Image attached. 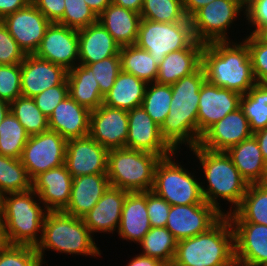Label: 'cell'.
Masks as SVG:
<instances>
[{"label":"cell","instance_id":"1","mask_svg":"<svg viewBox=\"0 0 267 266\" xmlns=\"http://www.w3.org/2000/svg\"><path fill=\"white\" fill-rule=\"evenodd\" d=\"M205 80L203 68L200 66L194 73L171 84L172 101L168 116L160 126V134L174 151H180L182 144H187L190 149L199 143V90Z\"/></svg>","mask_w":267,"mask_h":266},{"label":"cell","instance_id":"2","mask_svg":"<svg viewBox=\"0 0 267 266\" xmlns=\"http://www.w3.org/2000/svg\"><path fill=\"white\" fill-rule=\"evenodd\" d=\"M201 66L205 79L220 88L246 94L255 84L247 43L215 41L204 44Z\"/></svg>","mask_w":267,"mask_h":266},{"label":"cell","instance_id":"3","mask_svg":"<svg viewBox=\"0 0 267 266\" xmlns=\"http://www.w3.org/2000/svg\"><path fill=\"white\" fill-rule=\"evenodd\" d=\"M189 150L199 160L204 180L208 183L206 188L201 182L204 201L223 215L232 213L240 205L249 184L243 179L231 157L225 151H211L199 145ZM220 199L231 203L227 213L221 208L220 201L218 202Z\"/></svg>","mask_w":267,"mask_h":266},{"label":"cell","instance_id":"4","mask_svg":"<svg viewBox=\"0 0 267 266\" xmlns=\"http://www.w3.org/2000/svg\"><path fill=\"white\" fill-rule=\"evenodd\" d=\"M171 266H236L234 231L227 215L208 231L177 241Z\"/></svg>","mask_w":267,"mask_h":266},{"label":"cell","instance_id":"5","mask_svg":"<svg viewBox=\"0 0 267 266\" xmlns=\"http://www.w3.org/2000/svg\"><path fill=\"white\" fill-rule=\"evenodd\" d=\"M38 198L33 189L0 197V210L9 245L36 247L41 242L48 210Z\"/></svg>","mask_w":267,"mask_h":266},{"label":"cell","instance_id":"6","mask_svg":"<svg viewBox=\"0 0 267 266\" xmlns=\"http://www.w3.org/2000/svg\"><path fill=\"white\" fill-rule=\"evenodd\" d=\"M95 239L83 222L78 218L63 211H48L44 223L41 242L36 246L42 264L45 250L66 253L97 256L101 255V250L94 242Z\"/></svg>","mask_w":267,"mask_h":266},{"label":"cell","instance_id":"7","mask_svg":"<svg viewBox=\"0 0 267 266\" xmlns=\"http://www.w3.org/2000/svg\"><path fill=\"white\" fill-rule=\"evenodd\" d=\"M161 157L127 148L109 149L107 177L110 186L129 193L151 191L155 169Z\"/></svg>","mask_w":267,"mask_h":266},{"label":"cell","instance_id":"8","mask_svg":"<svg viewBox=\"0 0 267 266\" xmlns=\"http://www.w3.org/2000/svg\"><path fill=\"white\" fill-rule=\"evenodd\" d=\"M175 151L161 158L155 169L154 185L151 191L165 199L171 206L204 203L201 183L184 165L175 162ZM174 156V157H173Z\"/></svg>","mask_w":267,"mask_h":266},{"label":"cell","instance_id":"9","mask_svg":"<svg viewBox=\"0 0 267 266\" xmlns=\"http://www.w3.org/2000/svg\"><path fill=\"white\" fill-rule=\"evenodd\" d=\"M195 41L191 22L161 23L141 19L136 45L159 65L171 52L188 48Z\"/></svg>","mask_w":267,"mask_h":266},{"label":"cell","instance_id":"10","mask_svg":"<svg viewBox=\"0 0 267 266\" xmlns=\"http://www.w3.org/2000/svg\"><path fill=\"white\" fill-rule=\"evenodd\" d=\"M244 9L241 0H214L200 8L189 18L195 40L203 44L230 41L227 30Z\"/></svg>","mask_w":267,"mask_h":266},{"label":"cell","instance_id":"11","mask_svg":"<svg viewBox=\"0 0 267 266\" xmlns=\"http://www.w3.org/2000/svg\"><path fill=\"white\" fill-rule=\"evenodd\" d=\"M67 140L56 131L47 130L29 136L20 158L33 180L40 173L65 163Z\"/></svg>","mask_w":267,"mask_h":266},{"label":"cell","instance_id":"12","mask_svg":"<svg viewBox=\"0 0 267 266\" xmlns=\"http://www.w3.org/2000/svg\"><path fill=\"white\" fill-rule=\"evenodd\" d=\"M224 215L206 201L201 204L173 205L166 228L177 241L208 231Z\"/></svg>","mask_w":267,"mask_h":266},{"label":"cell","instance_id":"13","mask_svg":"<svg viewBox=\"0 0 267 266\" xmlns=\"http://www.w3.org/2000/svg\"><path fill=\"white\" fill-rule=\"evenodd\" d=\"M35 55L63 66L67 71L74 68L79 61L78 30L51 23Z\"/></svg>","mask_w":267,"mask_h":266},{"label":"cell","instance_id":"14","mask_svg":"<svg viewBox=\"0 0 267 266\" xmlns=\"http://www.w3.org/2000/svg\"><path fill=\"white\" fill-rule=\"evenodd\" d=\"M108 149L90 135L67 140L65 166L73 178L107 174Z\"/></svg>","mask_w":267,"mask_h":266},{"label":"cell","instance_id":"15","mask_svg":"<svg viewBox=\"0 0 267 266\" xmlns=\"http://www.w3.org/2000/svg\"><path fill=\"white\" fill-rule=\"evenodd\" d=\"M2 22L26 55L38 50L51 22L32 4L5 16Z\"/></svg>","mask_w":267,"mask_h":266},{"label":"cell","instance_id":"16","mask_svg":"<svg viewBox=\"0 0 267 266\" xmlns=\"http://www.w3.org/2000/svg\"><path fill=\"white\" fill-rule=\"evenodd\" d=\"M126 148L153 153L165 158L175 151L161 137L160 126L142 106L128 111V137Z\"/></svg>","mask_w":267,"mask_h":266},{"label":"cell","instance_id":"17","mask_svg":"<svg viewBox=\"0 0 267 266\" xmlns=\"http://www.w3.org/2000/svg\"><path fill=\"white\" fill-rule=\"evenodd\" d=\"M89 135L108 150L126 148L128 111L102 104L90 113Z\"/></svg>","mask_w":267,"mask_h":266},{"label":"cell","instance_id":"18","mask_svg":"<svg viewBox=\"0 0 267 266\" xmlns=\"http://www.w3.org/2000/svg\"><path fill=\"white\" fill-rule=\"evenodd\" d=\"M241 94L220 88L205 80L199 90L198 133L202 135L209 127L240 107Z\"/></svg>","mask_w":267,"mask_h":266},{"label":"cell","instance_id":"19","mask_svg":"<svg viewBox=\"0 0 267 266\" xmlns=\"http://www.w3.org/2000/svg\"><path fill=\"white\" fill-rule=\"evenodd\" d=\"M236 266H267V225L231 222Z\"/></svg>","mask_w":267,"mask_h":266},{"label":"cell","instance_id":"20","mask_svg":"<svg viewBox=\"0 0 267 266\" xmlns=\"http://www.w3.org/2000/svg\"><path fill=\"white\" fill-rule=\"evenodd\" d=\"M253 136L249 121L239 107L220 121L209 127L202 135L198 145L211 151H227Z\"/></svg>","mask_w":267,"mask_h":266},{"label":"cell","instance_id":"21","mask_svg":"<svg viewBox=\"0 0 267 266\" xmlns=\"http://www.w3.org/2000/svg\"><path fill=\"white\" fill-rule=\"evenodd\" d=\"M67 70L58 64L26 55L21 63L22 96L33 98L48 88L61 85L67 79Z\"/></svg>","mask_w":267,"mask_h":266},{"label":"cell","instance_id":"22","mask_svg":"<svg viewBox=\"0 0 267 266\" xmlns=\"http://www.w3.org/2000/svg\"><path fill=\"white\" fill-rule=\"evenodd\" d=\"M73 177L65 164L40 173L32 180V189L48 211H63L71 197Z\"/></svg>","mask_w":267,"mask_h":266},{"label":"cell","instance_id":"23","mask_svg":"<svg viewBox=\"0 0 267 266\" xmlns=\"http://www.w3.org/2000/svg\"><path fill=\"white\" fill-rule=\"evenodd\" d=\"M128 193L123 189L109 186L97 204L82 217L92 235L96 232H108V234L116 232Z\"/></svg>","mask_w":267,"mask_h":266},{"label":"cell","instance_id":"24","mask_svg":"<svg viewBox=\"0 0 267 266\" xmlns=\"http://www.w3.org/2000/svg\"><path fill=\"white\" fill-rule=\"evenodd\" d=\"M90 113L89 109L79 105L68 95L48 118L49 130L56 131L66 140L88 136Z\"/></svg>","mask_w":267,"mask_h":266},{"label":"cell","instance_id":"25","mask_svg":"<svg viewBox=\"0 0 267 266\" xmlns=\"http://www.w3.org/2000/svg\"><path fill=\"white\" fill-rule=\"evenodd\" d=\"M110 186L107 174H90L73 178L66 214L82 218L100 200Z\"/></svg>","mask_w":267,"mask_h":266},{"label":"cell","instance_id":"26","mask_svg":"<svg viewBox=\"0 0 267 266\" xmlns=\"http://www.w3.org/2000/svg\"><path fill=\"white\" fill-rule=\"evenodd\" d=\"M151 229L147 213V191L126 195L116 232L123 240L140 243Z\"/></svg>","mask_w":267,"mask_h":266},{"label":"cell","instance_id":"27","mask_svg":"<svg viewBox=\"0 0 267 266\" xmlns=\"http://www.w3.org/2000/svg\"><path fill=\"white\" fill-rule=\"evenodd\" d=\"M78 40V64L87 65L120 53V45L99 22L79 29Z\"/></svg>","mask_w":267,"mask_h":266},{"label":"cell","instance_id":"28","mask_svg":"<svg viewBox=\"0 0 267 266\" xmlns=\"http://www.w3.org/2000/svg\"><path fill=\"white\" fill-rule=\"evenodd\" d=\"M203 47V43L195 40L188 48L167 54L158 65L156 82L171 85L194 73L201 66Z\"/></svg>","mask_w":267,"mask_h":266},{"label":"cell","instance_id":"29","mask_svg":"<svg viewBox=\"0 0 267 266\" xmlns=\"http://www.w3.org/2000/svg\"><path fill=\"white\" fill-rule=\"evenodd\" d=\"M226 153L248 184L267 182V163L254 136L230 147Z\"/></svg>","mask_w":267,"mask_h":266},{"label":"cell","instance_id":"30","mask_svg":"<svg viewBox=\"0 0 267 266\" xmlns=\"http://www.w3.org/2000/svg\"><path fill=\"white\" fill-rule=\"evenodd\" d=\"M141 19L140 13L113 3L98 16V22L120 47L136 43Z\"/></svg>","mask_w":267,"mask_h":266},{"label":"cell","instance_id":"31","mask_svg":"<svg viewBox=\"0 0 267 266\" xmlns=\"http://www.w3.org/2000/svg\"><path fill=\"white\" fill-rule=\"evenodd\" d=\"M68 95L90 111L103 104L104 97L93 72L84 64H77L67 72Z\"/></svg>","mask_w":267,"mask_h":266},{"label":"cell","instance_id":"32","mask_svg":"<svg viewBox=\"0 0 267 266\" xmlns=\"http://www.w3.org/2000/svg\"><path fill=\"white\" fill-rule=\"evenodd\" d=\"M147 85L135 75L121 70L113 87L104 96L103 104L127 111L139 107L143 101Z\"/></svg>","mask_w":267,"mask_h":266},{"label":"cell","instance_id":"33","mask_svg":"<svg viewBox=\"0 0 267 266\" xmlns=\"http://www.w3.org/2000/svg\"><path fill=\"white\" fill-rule=\"evenodd\" d=\"M227 217L230 222L267 225V182L249 184L240 205Z\"/></svg>","mask_w":267,"mask_h":266},{"label":"cell","instance_id":"34","mask_svg":"<svg viewBox=\"0 0 267 266\" xmlns=\"http://www.w3.org/2000/svg\"><path fill=\"white\" fill-rule=\"evenodd\" d=\"M119 54L122 71L135 75L147 84L156 82L158 64L148 51L133 44L121 47Z\"/></svg>","mask_w":267,"mask_h":266},{"label":"cell","instance_id":"35","mask_svg":"<svg viewBox=\"0 0 267 266\" xmlns=\"http://www.w3.org/2000/svg\"><path fill=\"white\" fill-rule=\"evenodd\" d=\"M142 255L156 258L166 266H171L177 247V240L166 227H151L138 244Z\"/></svg>","mask_w":267,"mask_h":266},{"label":"cell","instance_id":"36","mask_svg":"<svg viewBox=\"0 0 267 266\" xmlns=\"http://www.w3.org/2000/svg\"><path fill=\"white\" fill-rule=\"evenodd\" d=\"M240 108L253 133L267 127V83H256L240 99Z\"/></svg>","mask_w":267,"mask_h":266},{"label":"cell","instance_id":"37","mask_svg":"<svg viewBox=\"0 0 267 266\" xmlns=\"http://www.w3.org/2000/svg\"><path fill=\"white\" fill-rule=\"evenodd\" d=\"M32 189V179L20 159L0 154V197Z\"/></svg>","mask_w":267,"mask_h":266},{"label":"cell","instance_id":"38","mask_svg":"<svg viewBox=\"0 0 267 266\" xmlns=\"http://www.w3.org/2000/svg\"><path fill=\"white\" fill-rule=\"evenodd\" d=\"M10 111L29 136L49 130L48 117L36 106L33 98L18 97L10 103Z\"/></svg>","mask_w":267,"mask_h":266},{"label":"cell","instance_id":"39","mask_svg":"<svg viewBox=\"0 0 267 266\" xmlns=\"http://www.w3.org/2000/svg\"><path fill=\"white\" fill-rule=\"evenodd\" d=\"M28 138L24 127L9 111L0 124V154L20 159Z\"/></svg>","mask_w":267,"mask_h":266},{"label":"cell","instance_id":"40","mask_svg":"<svg viewBox=\"0 0 267 266\" xmlns=\"http://www.w3.org/2000/svg\"><path fill=\"white\" fill-rule=\"evenodd\" d=\"M171 101V85L153 82L147 85L141 106L152 120L161 126L168 116Z\"/></svg>","mask_w":267,"mask_h":266},{"label":"cell","instance_id":"41","mask_svg":"<svg viewBox=\"0 0 267 266\" xmlns=\"http://www.w3.org/2000/svg\"><path fill=\"white\" fill-rule=\"evenodd\" d=\"M140 16L161 23L190 22L184 13L182 0H144Z\"/></svg>","mask_w":267,"mask_h":266},{"label":"cell","instance_id":"42","mask_svg":"<svg viewBox=\"0 0 267 266\" xmlns=\"http://www.w3.org/2000/svg\"><path fill=\"white\" fill-rule=\"evenodd\" d=\"M98 22V16L84 0H65L63 18L58 24L81 29Z\"/></svg>","mask_w":267,"mask_h":266},{"label":"cell","instance_id":"43","mask_svg":"<svg viewBox=\"0 0 267 266\" xmlns=\"http://www.w3.org/2000/svg\"><path fill=\"white\" fill-rule=\"evenodd\" d=\"M34 246L6 245L0 248V266H42Z\"/></svg>","mask_w":267,"mask_h":266},{"label":"cell","instance_id":"44","mask_svg":"<svg viewBox=\"0 0 267 266\" xmlns=\"http://www.w3.org/2000/svg\"><path fill=\"white\" fill-rule=\"evenodd\" d=\"M86 66L92 70L93 77L99 84L100 93L104 97L113 87L115 79L121 71L120 54Z\"/></svg>","mask_w":267,"mask_h":266},{"label":"cell","instance_id":"45","mask_svg":"<svg viewBox=\"0 0 267 266\" xmlns=\"http://www.w3.org/2000/svg\"><path fill=\"white\" fill-rule=\"evenodd\" d=\"M247 43L256 83H267V42L256 34L243 39Z\"/></svg>","mask_w":267,"mask_h":266},{"label":"cell","instance_id":"46","mask_svg":"<svg viewBox=\"0 0 267 266\" xmlns=\"http://www.w3.org/2000/svg\"><path fill=\"white\" fill-rule=\"evenodd\" d=\"M20 96L21 64H0V99L11 103Z\"/></svg>","mask_w":267,"mask_h":266},{"label":"cell","instance_id":"47","mask_svg":"<svg viewBox=\"0 0 267 266\" xmlns=\"http://www.w3.org/2000/svg\"><path fill=\"white\" fill-rule=\"evenodd\" d=\"M26 54L10 35L6 25L0 20V64H21Z\"/></svg>","mask_w":267,"mask_h":266},{"label":"cell","instance_id":"48","mask_svg":"<svg viewBox=\"0 0 267 266\" xmlns=\"http://www.w3.org/2000/svg\"><path fill=\"white\" fill-rule=\"evenodd\" d=\"M68 96L67 79L61 84L46 89L42 93L33 97L36 106L46 116L50 117L56 106Z\"/></svg>","mask_w":267,"mask_h":266},{"label":"cell","instance_id":"49","mask_svg":"<svg viewBox=\"0 0 267 266\" xmlns=\"http://www.w3.org/2000/svg\"><path fill=\"white\" fill-rule=\"evenodd\" d=\"M171 205L153 191H147V213L151 227H166Z\"/></svg>","mask_w":267,"mask_h":266},{"label":"cell","instance_id":"50","mask_svg":"<svg viewBox=\"0 0 267 266\" xmlns=\"http://www.w3.org/2000/svg\"><path fill=\"white\" fill-rule=\"evenodd\" d=\"M247 24L254 27L250 34H257L265 25H267V0H254L249 3L244 10Z\"/></svg>","mask_w":267,"mask_h":266},{"label":"cell","instance_id":"51","mask_svg":"<svg viewBox=\"0 0 267 266\" xmlns=\"http://www.w3.org/2000/svg\"><path fill=\"white\" fill-rule=\"evenodd\" d=\"M31 2L51 23H58L63 18L65 0H31Z\"/></svg>","mask_w":267,"mask_h":266},{"label":"cell","instance_id":"52","mask_svg":"<svg viewBox=\"0 0 267 266\" xmlns=\"http://www.w3.org/2000/svg\"><path fill=\"white\" fill-rule=\"evenodd\" d=\"M31 3V0H0V20L5 16L23 9Z\"/></svg>","mask_w":267,"mask_h":266},{"label":"cell","instance_id":"53","mask_svg":"<svg viewBox=\"0 0 267 266\" xmlns=\"http://www.w3.org/2000/svg\"><path fill=\"white\" fill-rule=\"evenodd\" d=\"M126 266H166V265L156 258H152L142 254L139 255L137 254L135 255V257L131 259V261H129V263Z\"/></svg>","mask_w":267,"mask_h":266},{"label":"cell","instance_id":"54","mask_svg":"<svg viewBox=\"0 0 267 266\" xmlns=\"http://www.w3.org/2000/svg\"><path fill=\"white\" fill-rule=\"evenodd\" d=\"M183 10L187 18H190L197 10L214 0H182Z\"/></svg>","mask_w":267,"mask_h":266},{"label":"cell","instance_id":"55","mask_svg":"<svg viewBox=\"0 0 267 266\" xmlns=\"http://www.w3.org/2000/svg\"><path fill=\"white\" fill-rule=\"evenodd\" d=\"M111 2L115 5L140 13L143 8L144 0H111Z\"/></svg>","mask_w":267,"mask_h":266},{"label":"cell","instance_id":"56","mask_svg":"<svg viewBox=\"0 0 267 266\" xmlns=\"http://www.w3.org/2000/svg\"><path fill=\"white\" fill-rule=\"evenodd\" d=\"M253 136L259 144L264 161L267 163V127L265 129L256 131L253 133Z\"/></svg>","mask_w":267,"mask_h":266},{"label":"cell","instance_id":"57","mask_svg":"<svg viewBox=\"0 0 267 266\" xmlns=\"http://www.w3.org/2000/svg\"><path fill=\"white\" fill-rule=\"evenodd\" d=\"M86 4L99 16L112 2L111 0H84Z\"/></svg>","mask_w":267,"mask_h":266},{"label":"cell","instance_id":"58","mask_svg":"<svg viewBox=\"0 0 267 266\" xmlns=\"http://www.w3.org/2000/svg\"><path fill=\"white\" fill-rule=\"evenodd\" d=\"M6 245H8V241L5 235V226L2 217V212L0 210V248L5 247Z\"/></svg>","mask_w":267,"mask_h":266},{"label":"cell","instance_id":"59","mask_svg":"<svg viewBox=\"0 0 267 266\" xmlns=\"http://www.w3.org/2000/svg\"><path fill=\"white\" fill-rule=\"evenodd\" d=\"M9 111H10V103L0 99V124Z\"/></svg>","mask_w":267,"mask_h":266},{"label":"cell","instance_id":"60","mask_svg":"<svg viewBox=\"0 0 267 266\" xmlns=\"http://www.w3.org/2000/svg\"><path fill=\"white\" fill-rule=\"evenodd\" d=\"M256 35L267 42V25H265Z\"/></svg>","mask_w":267,"mask_h":266},{"label":"cell","instance_id":"61","mask_svg":"<svg viewBox=\"0 0 267 266\" xmlns=\"http://www.w3.org/2000/svg\"><path fill=\"white\" fill-rule=\"evenodd\" d=\"M254 0H241L243 7L245 8L249 3H251Z\"/></svg>","mask_w":267,"mask_h":266}]
</instances>
